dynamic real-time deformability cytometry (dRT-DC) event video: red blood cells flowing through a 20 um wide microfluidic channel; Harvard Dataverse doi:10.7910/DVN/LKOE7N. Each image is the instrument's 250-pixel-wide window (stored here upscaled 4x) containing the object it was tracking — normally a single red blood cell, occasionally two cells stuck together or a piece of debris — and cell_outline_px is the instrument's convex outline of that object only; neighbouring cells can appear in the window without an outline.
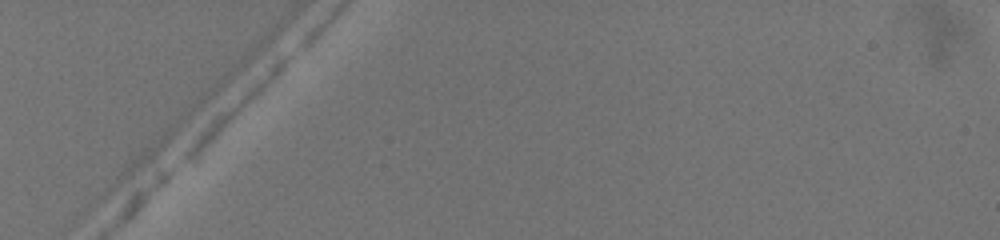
{"species": "common noctule bat (a hibernating species)", "species_latin": "Nyctalus noctula", "temperature_condition": "warm", "stored_images_in_passage": 3, "camera_frame_rate_fps": 3000, "um_per_image_px": 0.085, "animal": {"sex": "female", "body_mass_g": 19.5, "forearm_length_mm": 54.1}, "frame": {"image": 1, "passage_image": 1, "time_ms": 0.0, "image_size_px": [1000, 240], "cell_outline_px": [[292, 56], [228, 120], [188, 156], [180, 160], [180, 156], [196, 136], [220, 112], [280, 56], [288, 52], [292, 52]], "centroid_in_image_um": [20.03, 8.9], "position_along_channel_um": 65.0, "area_um2": 10.29}}